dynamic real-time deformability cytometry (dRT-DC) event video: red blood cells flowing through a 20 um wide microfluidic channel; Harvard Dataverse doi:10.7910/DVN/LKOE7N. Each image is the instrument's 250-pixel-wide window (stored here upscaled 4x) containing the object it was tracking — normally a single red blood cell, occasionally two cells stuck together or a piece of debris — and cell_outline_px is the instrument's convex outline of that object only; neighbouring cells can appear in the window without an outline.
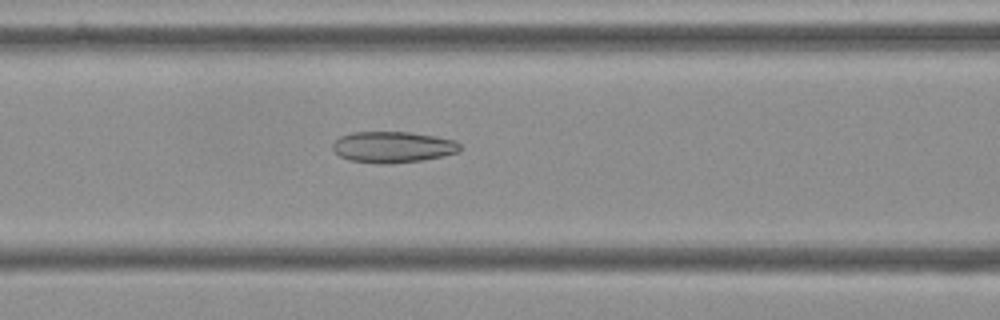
{"species": "Egyptian fruit bat (a non-hibernating species)", "species_latin": "Rousettus aegyptiacus", "temperature_condition": "cold", "stored_images_in_passage": 47, "camera_frame_rate_fps": 3000, "um_per_image_px": 0.085, "frame": {"image": 1, "passage_image": 15, "time_ms": 4.667, "image_size_px": [1000, 320], "cell_outline_px": [[460, 152], [444, 156], [420, 160], [388, 164], [380, 164], [348, 160], [340, 156], [332, 148], [332, 144], [340, 136], [352, 132], [408, 132], [436, 136], [456, 140], [460, 144]], "centroid_in_image_um": [33.4, 12.5], "position_along_channel_um": 133.2, "area_um2": 23.24}}
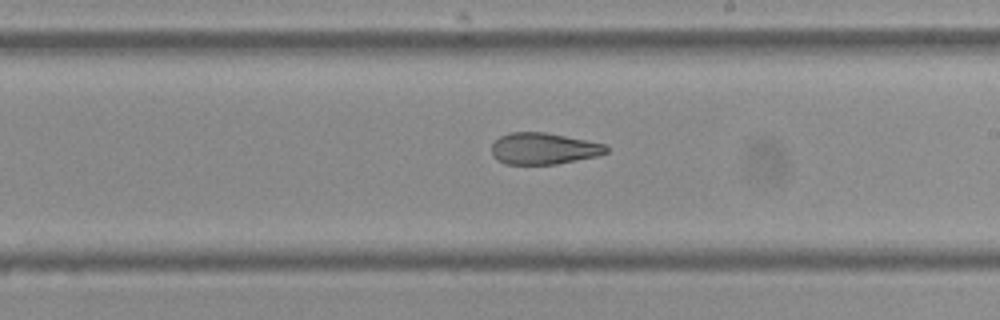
{"frame": {"image": 2, "passage_image": 24, "time_ms": 7.667, "image_size_px": [1000, 320], "cell_outline_px": [[608, 152], [596, 156], [556, 164], [504, 164], [496, 160], [492, 156], [492, 144], [500, 136], [508, 132], [544, 132], [604, 144], [608, 148]], "centroid_in_image_um": [46.15, 12.63], "position_along_channel_um": 242.9, "area_um2": 20.92}}
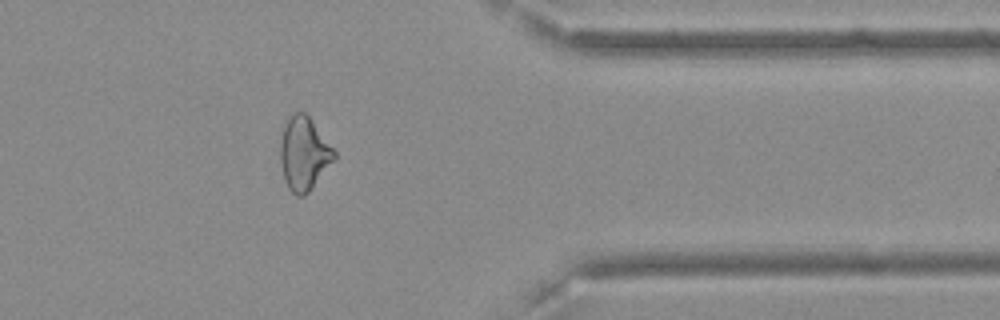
{"frame": {"image": 3, "passage_image": 37, "time_ms": 12.0, "image_size_px": [1000, 320], "cell_outline_px": [[336, 156], [308, 192], [304, 196], [296, 196], [288, 188], [284, 176], [280, 160], [280, 140], [284, 124], [296, 112], [304, 112], [308, 116], [336, 152]], "centroid_in_image_um": [25.81, 13.06], "position_along_channel_um": 385.6, "area_um2": 22.43}, "authors_computed_cell_mechanics": {"area_um2": 23.3512, "velocity_mm_per_s": 3.6533, "shape_relaxation_time_tau1_ms": null, "shape_relaxation_time_tau2_ms": 3.0307, "deformation_change_tau1": null, "deformation_change_tau2": 0.114}}